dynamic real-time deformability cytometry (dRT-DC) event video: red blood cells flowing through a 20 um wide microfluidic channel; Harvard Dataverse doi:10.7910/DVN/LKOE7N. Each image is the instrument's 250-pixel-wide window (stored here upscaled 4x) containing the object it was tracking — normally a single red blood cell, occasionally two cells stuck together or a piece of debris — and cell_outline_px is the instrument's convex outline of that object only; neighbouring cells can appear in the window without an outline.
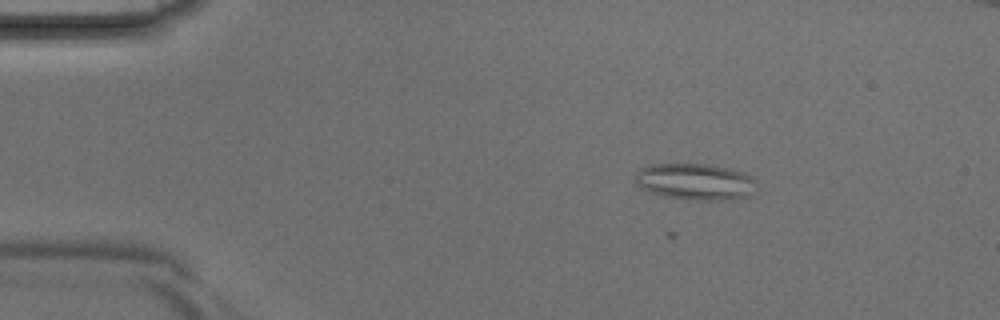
{"species": "Egyptian fruit bat (a non-hibernating species)", "species_latin": "Rousettus aegyptiacus", "temperature_condition": "room temperature", "stored_images_in_passage": 4, "camera_frame_rate_fps": 3000, "um_per_image_px": 0.085, "animal": {"sex": "male"}, "frame": {"image": 1, "passage_image": 2, "time_ms": 0.333, "image_size_px": [1000, 320], "cell_outline_px": [[756, 180], [748, 196], [720, 200], [688, 200], [664, 196], [648, 192], [640, 188], [632, 180], [636, 172], [640, 168], [648, 164], [708, 164], [728, 168], [744, 172], [752, 176]], "centroid_in_image_um": [59.0, 15.43], "position_along_channel_um": 26.0, "area_um2": 26.01}}